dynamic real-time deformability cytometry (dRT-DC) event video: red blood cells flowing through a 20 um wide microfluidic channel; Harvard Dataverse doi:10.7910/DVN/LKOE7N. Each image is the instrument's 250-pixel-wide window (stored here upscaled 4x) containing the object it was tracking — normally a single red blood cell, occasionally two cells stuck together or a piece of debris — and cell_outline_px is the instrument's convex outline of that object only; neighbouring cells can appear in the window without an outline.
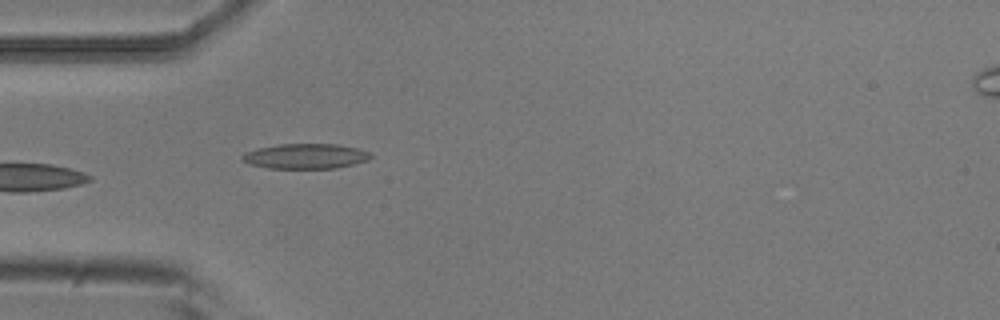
{"species": "common noctule bat (a hibernating species)", "species_latin": "Nyctalus noctula", "temperature_condition": "room temperature", "stored_images_in_passage": 5, "camera_frame_rate_fps": 3000, "um_per_image_px": 0.085, "animal": {"sex": "male", "body_mass_g": 20.5, "forearm_length_mm": 52.5}, "frame": {"image": 1, "passage_image": 5, "time_ms": 1.333, "image_size_px": [1000, 320], "cell_outline_px": [[372, 156], [368, 160], [336, 168], [268, 168], [248, 164], [240, 160], [240, 156], [244, 152], [276, 144], [336, 144], [356, 148], [368, 152]], "centroid_in_image_um": [25.9, 13.28], "position_along_channel_um": 59.1, "area_um2": 18.73}}